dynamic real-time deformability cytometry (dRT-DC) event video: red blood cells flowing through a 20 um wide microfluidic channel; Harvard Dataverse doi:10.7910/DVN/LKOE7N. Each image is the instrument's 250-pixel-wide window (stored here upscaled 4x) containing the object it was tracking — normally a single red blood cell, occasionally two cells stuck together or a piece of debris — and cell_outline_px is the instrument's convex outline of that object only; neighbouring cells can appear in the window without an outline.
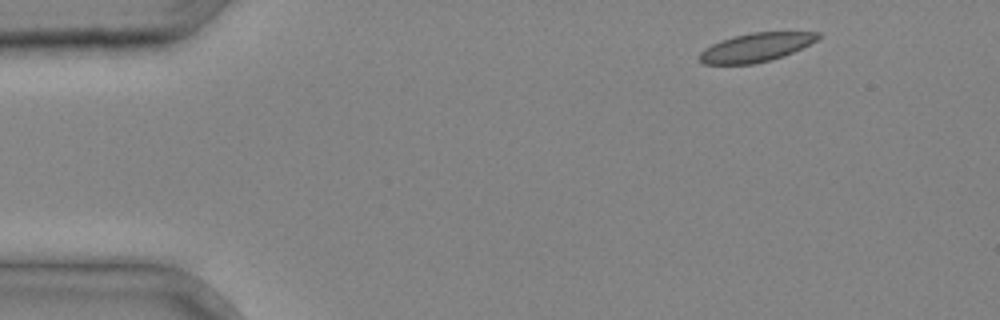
{"species": "common noctule bat (a hibernating species)", "species_latin": "Nyctalus noctula", "temperature_condition": "cold", "stored_images_in_passage": 30, "camera_frame_rate_fps": 3000, "um_per_image_px": 0.085, "animal": {"sex": "male", "body_mass_g": 20.4}, "frame": {"image": 1, "passage_image": 1, "time_ms": 0.0, "image_size_px": [1000, 320], "cell_outline_px": [[820, 36], [816, 40], [784, 56], [752, 64], [704, 64], [696, 56], [704, 48], [720, 40], [732, 36], [752, 32], [820, 32]], "centroid_in_image_um": [64.19, 4.02], "position_along_channel_um": 20.8, "area_um2": 19.71}}
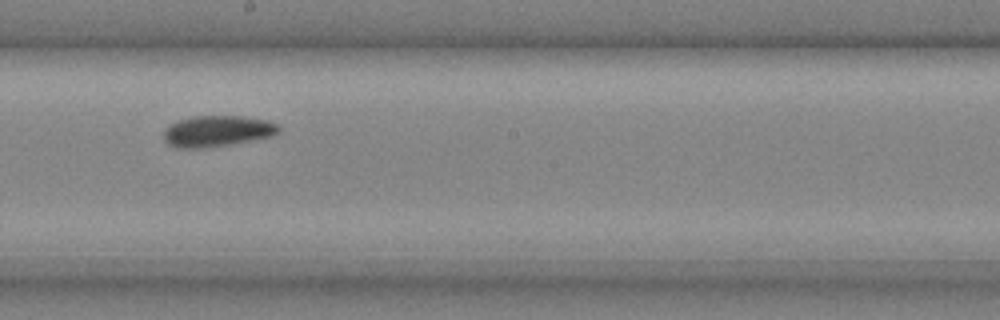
{"frame": {"image": 2, "passage_image": 18, "time_ms": 5.667, "image_size_px": [1000, 320], "cell_outline_px": [[280, 132], [276, 136], [228, 144], [200, 148], [180, 148], [168, 144], [164, 140], [164, 128], [168, 124], [192, 116], [244, 116], [268, 120], [276, 124], [280, 128]], "centroid_in_image_um": [18.48, 11.13], "position_along_channel_um": 229.7, "area_um2": 20.92}}
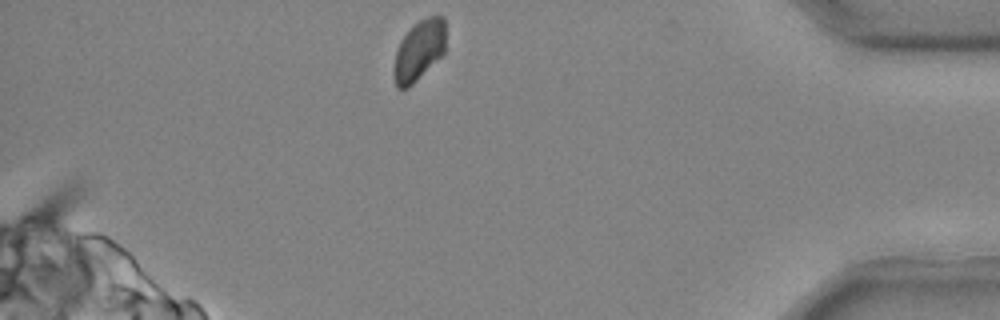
{"frame": {"image": 3, "passage_image": 30, "time_ms": 9.667, "image_size_px": [1000, 320], "cell_outline_px": [[444, 52], [408, 88], [396, 88], [392, 72], [396, 52], [400, 40], [420, 20], [428, 16], [444, 16]], "centroid_in_image_um": [35.58, 4.3], "position_along_channel_um": 399.6, "area_um2": 17.8}}